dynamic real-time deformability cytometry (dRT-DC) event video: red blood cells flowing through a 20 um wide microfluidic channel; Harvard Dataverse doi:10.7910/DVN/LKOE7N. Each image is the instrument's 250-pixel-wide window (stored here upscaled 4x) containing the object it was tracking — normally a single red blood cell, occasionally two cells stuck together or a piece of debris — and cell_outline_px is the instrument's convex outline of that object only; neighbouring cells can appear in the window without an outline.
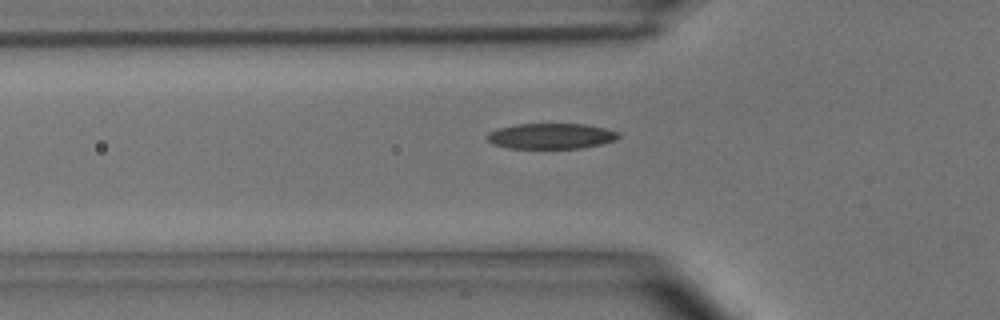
{"species": "common noctule bat (a hibernating species)", "species_latin": "Nyctalus noctula", "temperature_condition": "room temperature", "stored_images_in_passage": 37, "camera_frame_rate_fps": 3000, "um_per_image_px": 0.085, "animal": {"sex": "male", "body_mass_g": 15.6}, "frame": {"image": 1, "passage_image": 6, "time_ms": 1.667, "image_size_px": [1000, 320], "cell_outline_px": [[620, 136], [616, 140], [584, 148], [508, 148], [492, 144], [484, 136], [488, 132], [496, 128], [516, 124], [584, 124], [604, 128], [620, 132]], "centroid_in_image_um": [46.8, 11.56], "position_along_channel_um": 79.0, "area_um2": 19.77}}
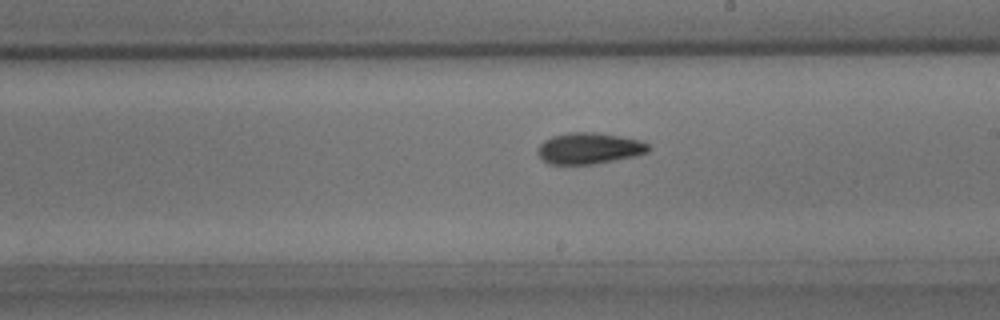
{"frame": {"image": 2, "passage_image": 18, "time_ms": 5.667, "image_size_px": [1000, 320], "cell_outline_px": [[652, 148], [648, 152], [636, 156], [592, 164], [548, 164], [536, 152], [540, 144], [544, 140], [552, 136], [568, 132], [596, 132], [620, 136], [640, 140], [648, 144]], "centroid_in_image_um": [50.09, 12.6], "position_along_channel_um": 238.9, "area_um2": 20.23}}
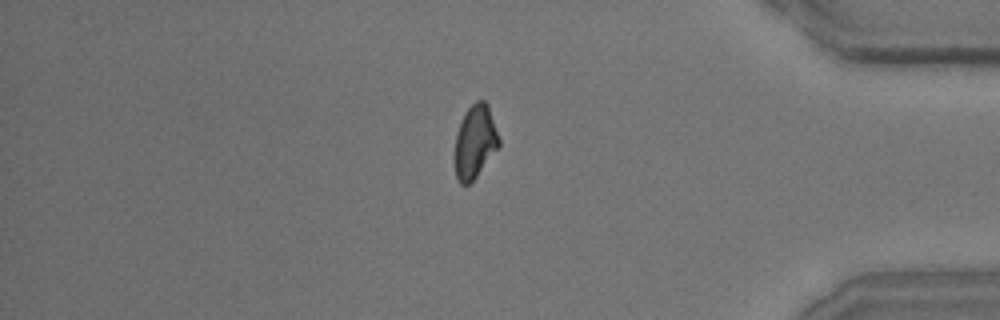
{"frame": {"image": 3, "passage_image": 32, "time_ms": 10.333, "image_size_px": [1000, 320], "cell_outline_px": [[500, 144], [476, 176], [468, 184], [460, 184], [456, 176], [452, 160], [456, 132], [464, 112], [476, 100], [484, 100], [488, 104], [500, 140]], "centroid_in_image_um": [40.32, 12.04], "position_along_channel_um": 394.9, "area_um2": 19.07}, "authors_computed_cell_mechanics": {"area_um2": 19.7676, "velocity_mm_per_s": 3.9738, "shape_relaxation_time_tau1_ms": 4.1006, "shape_relaxation_time_tau2_ms": 3.8083, "deformation_change_tau1": 0.1544, "deformation_change_tau2": 0.1091}}